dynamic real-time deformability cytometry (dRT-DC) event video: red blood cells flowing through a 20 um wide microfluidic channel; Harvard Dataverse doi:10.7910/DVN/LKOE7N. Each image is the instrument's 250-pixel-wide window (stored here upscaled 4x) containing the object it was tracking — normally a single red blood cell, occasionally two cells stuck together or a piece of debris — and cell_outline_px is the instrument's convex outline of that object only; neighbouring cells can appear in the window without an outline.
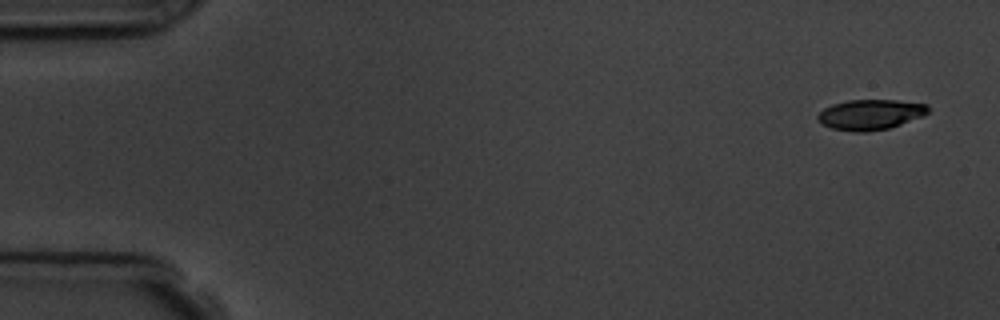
{"species": "common noctule bat (a hibernating species)", "species_latin": "Nyctalus noctula", "temperature_condition": "room temperature", "stored_images_in_passage": 6, "camera_frame_rate_fps": 3000, "um_per_image_px": 0.085, "animal": {"sex": "male", "body_mass_g": 19.5, "forearm_length_mm": 54.6}, "frame": {"image": 1, "passage_image": 1, "time_ms": 0.0, "image_size_px": [1000, 320], "cell_outline_px": [[928, 112], [924, 116], [888, 128], [868, 132], [852, 132], [832, 128], [824, 124], [816, 116], [824, 108], [832, 104], [848, 100], [896, 100], [928, 104]], "centroid_in_image_um": [74.0, 9.73], "position_along_channel_um": 11.0, "area_um2": 19.42}}